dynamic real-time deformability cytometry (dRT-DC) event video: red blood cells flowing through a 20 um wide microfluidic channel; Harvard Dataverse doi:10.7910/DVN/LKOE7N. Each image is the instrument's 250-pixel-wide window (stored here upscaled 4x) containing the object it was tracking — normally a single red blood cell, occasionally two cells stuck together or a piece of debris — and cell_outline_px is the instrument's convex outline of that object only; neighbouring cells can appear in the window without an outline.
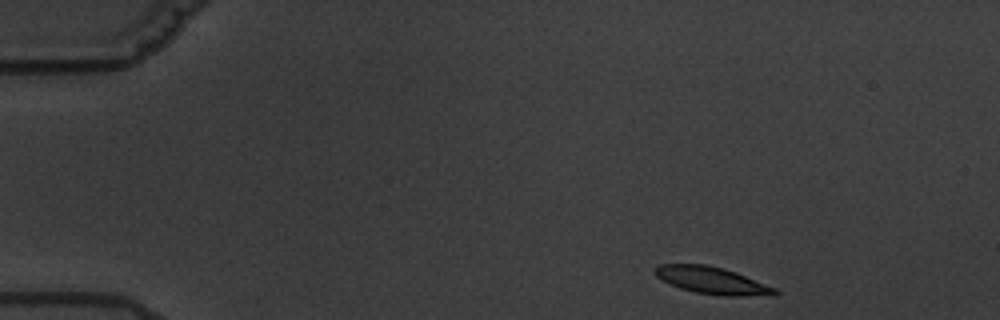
{"species": "common noctule bat (a hibernating species)", "species_latin": "Nyctalus noctula", "temperature_condition": "warm", "stored_images_in_passage": 5, "camera_frame_rate_fps": 3000, "um_per_image_px": 0.085, "animal": {"sex": "male", "body_mass_g": 19.5, "forearm_length_mm": 54.6}, "frame": {"image": 1, "passage_image": 1, "time_ms": 0.0, "image_size_px": [1000, 320], "cell_outline_px": [[780, 292], [776, 296], [720, 296], [696, 292], [680, 288], [656, 276], [652, 272], [652, 268], [660, 264], [708, 264], [724, 268], [736, 272], [776, 288]], "centroid_in_image_um": [60.56, 23.84], "position_along_channel_um": 24.4, "area_um2": 19.19}}
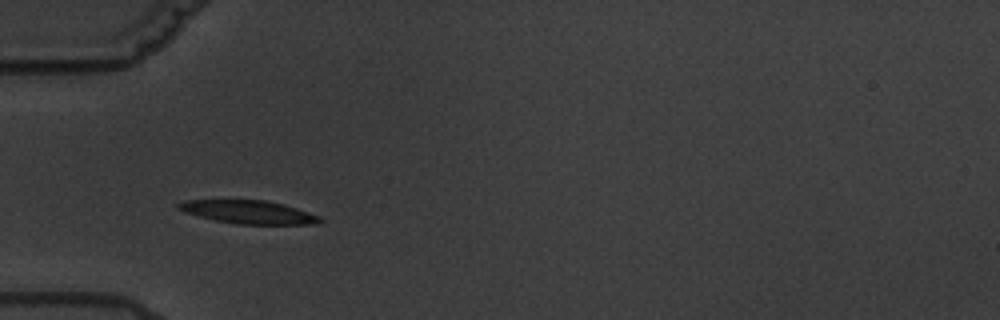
{"frame": {"image": 2, "passage_image": 4, "time_ms": 3.667, "image_size_px": [1000, 320], "cell_outline_px": [[324, 220], [312, 224], [236, 224], [216, 220], [184, 212], [176, 208], [176, 204], [184, 200], [264, 200], [284, 204], [320, 216]], "centroid_in_image_um": [21.11, 18.02], "position_along_channel_um": 63.9, "area_um2": 19.02}}